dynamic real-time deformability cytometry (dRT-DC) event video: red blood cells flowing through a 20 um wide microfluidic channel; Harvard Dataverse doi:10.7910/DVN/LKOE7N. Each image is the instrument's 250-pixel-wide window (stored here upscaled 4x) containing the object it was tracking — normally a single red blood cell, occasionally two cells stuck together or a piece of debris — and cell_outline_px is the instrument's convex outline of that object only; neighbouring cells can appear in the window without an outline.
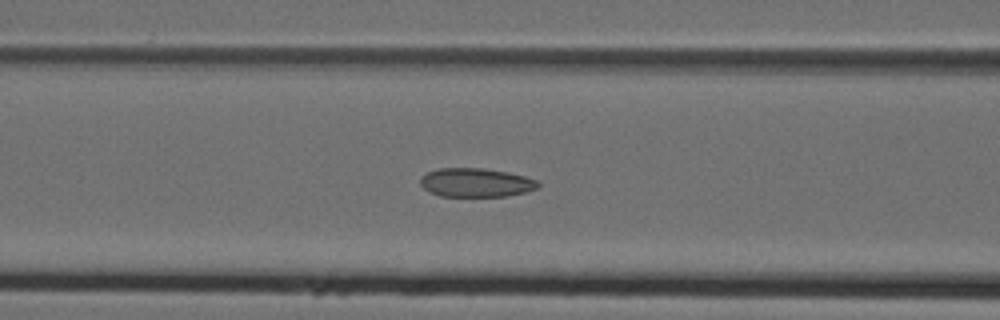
{"species": "Egyptian fruit bat (a non-hibernating species)", "species_latin": "Rousettus aegyptiacus", "temperature_condition": "cold", "stored_images_in_passage": 52, "camera_frame_rate_fps": 3000, "um_per_image_px": 0.085, "animal": {"sex": "female"}, "frame": {"image": 1, "passage_image": 21, "time_ms": 6.667, "image_size_px": [1000, 320], "cell_outline_px": [[540, 184], [536, 188], [524, 192], [504, 196], [440, 196], [428, 192], [420, 184], [420, 176], [428, 172], [440, 168], [484, 168], [508, 172], [540, 180]], "centroid_in_image_um": [40.44, 15.51], "position_along_channel_um": 126.2, "area_um2": 19.83}}
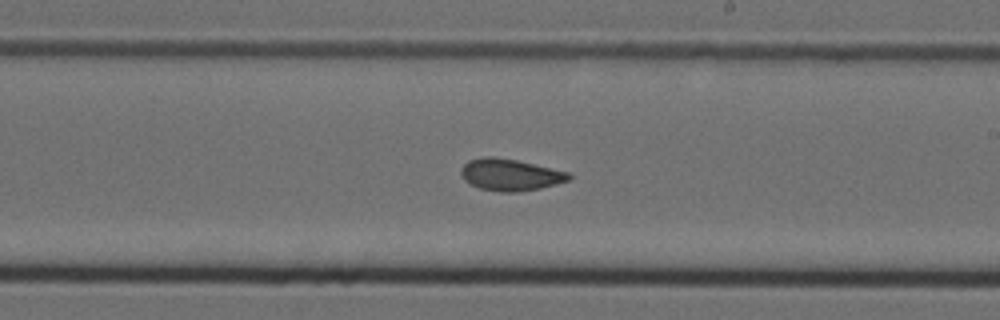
{"frame": {"image": 2, "passage_image": 30, "time_ms": 9.667, "image_size_px": [1000, 320], "cell_outline_px": [[572, 176], [568, 180], [556, 184], [540, 188], [516, 192], [500, 192], [480, 188], [464, 180], [460, 172], [460, 168], [468, 160], [484, 156], [492, 156], [516, 160], [568, 172]], "centroid_in_image_um": [43.33, 14.85], "position_along_channel_um": 245.7, "area_um2": 19.83}}
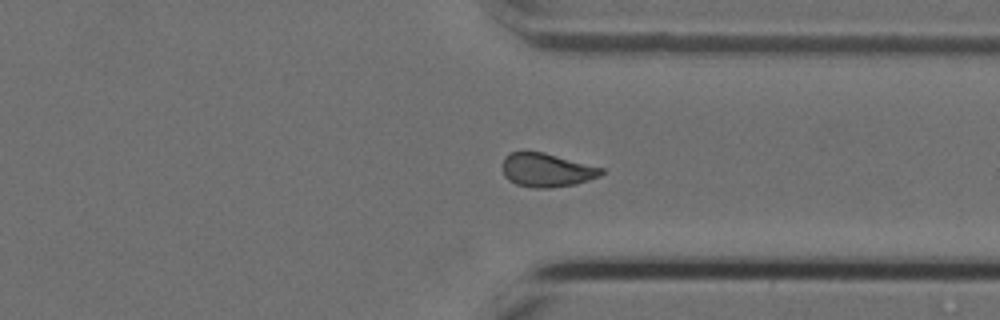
{"frame": {"image": 3, "passage_image": 39, "time_ms": 12.667, "image_size_px": [1000, 320], "cell_outline_px": [[604, 172], [600, 176], [576, 184], [552, 188], [532, 188], [516, 184], [508, 180], [504, 176], [504, 156], [508, 152], [524, 148], [544, 152], [604, 168]], "centroid_in_image_um": [46.43, 14.42], "position_along_channel_um": 365.0, "area_um2": 20.0}, "authors_computed_cell_mechanics": {"area_um2": 19.8832, "velocity_mm_per_s": 3.9829, "shape_relaxation_time_tau1_ms": 9.9766, "shape_relaxation_time_tau2_ms": 2.9481, "deformation_change_tau1": 0.1608, "deformation_change_tau2": 0.0767}}